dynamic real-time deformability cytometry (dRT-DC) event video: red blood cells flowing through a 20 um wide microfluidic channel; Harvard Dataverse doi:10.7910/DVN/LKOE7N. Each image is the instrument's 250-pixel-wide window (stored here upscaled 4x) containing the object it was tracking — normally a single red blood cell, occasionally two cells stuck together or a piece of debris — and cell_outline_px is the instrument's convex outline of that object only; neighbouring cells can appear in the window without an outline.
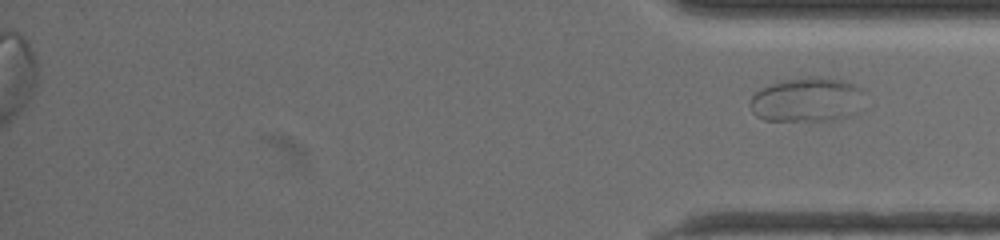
{"species": "common noctule bat (a hibernating species)", "species_latin": "Nyctalus noctula", "temperature_condition": "warm", "stored_images_in_passage": 45, "segment_of_instrument_passage": [2, 2], "camera_frame_rate_fps": 3000, "um_per_image_px": 0.085, "animal": {"sex": "female", "body_mass_g": 19.5, "forearm_length_mm": 54.1}, "frame": {"image": 1, "passage_image": 45, "time_ms": 14.667, "image_size_px": [1000, 240], "cell_outline_px": [[868, 92], [856, 112], [848, 116], [832, 120], [764, 120], [756, 116], [752, 112], [748, 104], [752, 96], [756, 92], [772, 84], [788, 80], [812, 76], [840, 80], [864, 88]], "centroid_in_image_um": [68.63, 8.48], "position_along_channel_um": 366.6, "area_um2": 29.54}}